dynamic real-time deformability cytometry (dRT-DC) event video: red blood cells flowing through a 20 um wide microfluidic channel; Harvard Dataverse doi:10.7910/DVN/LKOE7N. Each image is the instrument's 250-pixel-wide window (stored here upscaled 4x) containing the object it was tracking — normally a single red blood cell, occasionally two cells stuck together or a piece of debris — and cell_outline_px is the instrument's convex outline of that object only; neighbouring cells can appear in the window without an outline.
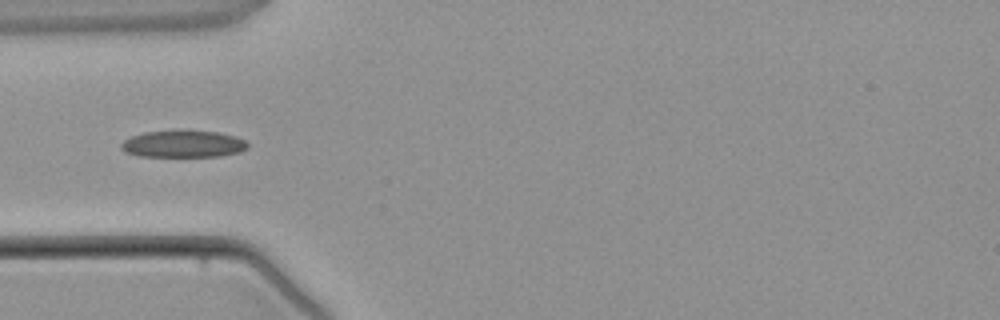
{"species": "common noctule bat (a hibernating species)", "species_latin": "Nyctalus noctula", "temperature_condition": "warm", "stored_images_in_passage": 3, "camera_frame_rate_fps": 3000, "um_per_image_px": 0.085, "animal": {"sex": "male", "body_mass_g": 21.5, "forearm_length_mm": 52.0}, "frame": {"image": 1, "passage_image": 3, "time_ms": 2.333, "image_size_px": [1000, 320], "cell_outline_px": [[248, 148], [240, 152], [220, 156], [136, 156], [124, 152], [120, 148], [120, 144], [124, 140], [132, 136], [144, 132], [216, 132], [236, 136], [244, 140], [248, 144]], "centroid_in_image_um": [15.55, 12.26], "position_along_channel_um": 69.4, "area_um2": 19.48}}